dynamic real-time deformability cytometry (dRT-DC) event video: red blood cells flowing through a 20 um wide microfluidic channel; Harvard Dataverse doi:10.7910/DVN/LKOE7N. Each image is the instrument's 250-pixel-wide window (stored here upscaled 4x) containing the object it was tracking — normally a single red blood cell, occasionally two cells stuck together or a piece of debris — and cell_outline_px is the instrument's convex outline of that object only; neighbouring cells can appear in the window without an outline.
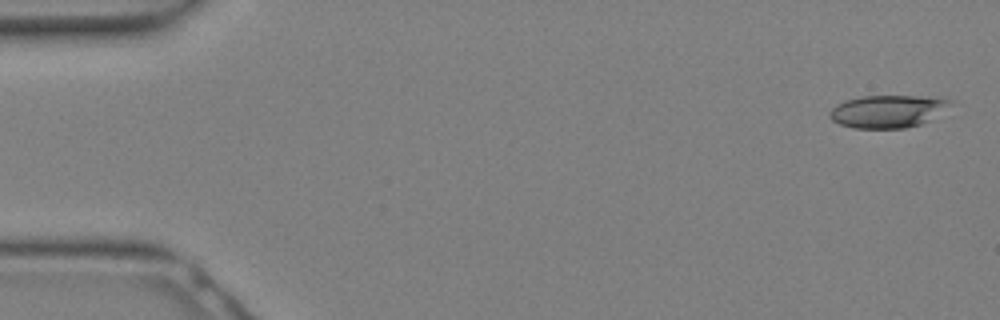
{"species": "Egyptian fruit bat (a non-hibernating species)", "species_latin": "Rousettus aegyptiacus", "temperature_condition": "warm", "stored_images_in_passage": 11, "camera_frame_rate_fps": 3000, "um_per_image_px": 0.085, "animal": {"sex": "female"}, "frame": {"image": 1, "passage_image": 1, "time_ms": 0.0, "image_size_px": [1000, 320], "cell_outline_px": [[952, 100], [948, 104], [920, 124], [904, 128], [852, 128], [840, 124], [832, 120], [828, 116], [828, 112], [836, 104], [844, 100], [864, 96], [940, 96]], "centroid_in_image_um": [75.34, 9.45], "position_along_channel_um": 9.7, "area_um2": 22.54}}
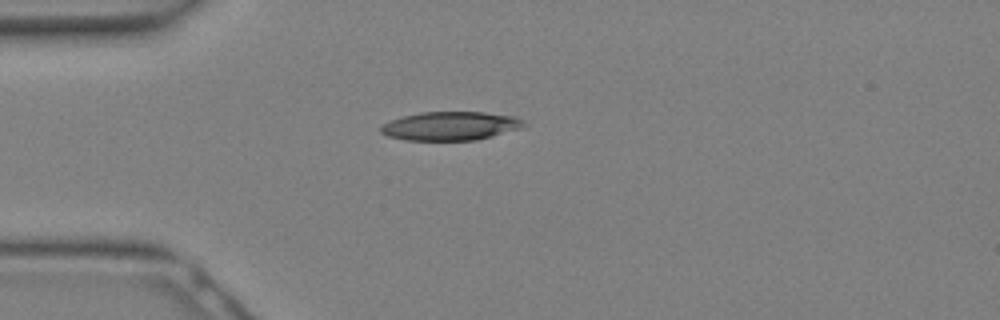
{"frame": {"image": 2, "passage_image": 8, "time_ms": 2.333, "image_size_px": [1000, 320], "cell_outline_px": [[528, 124], [520, 128], [492, 136], [476, 140], [404, 140], [388, 136], [380, 132], [380, 124], [404, 116], [420, 112], [484, 112], [516, 116], [524, 120]], "centroid_in_image_um": [38.3, 10.7], "position_along_channel_um": 46.7, "area_um2": 23.99}}
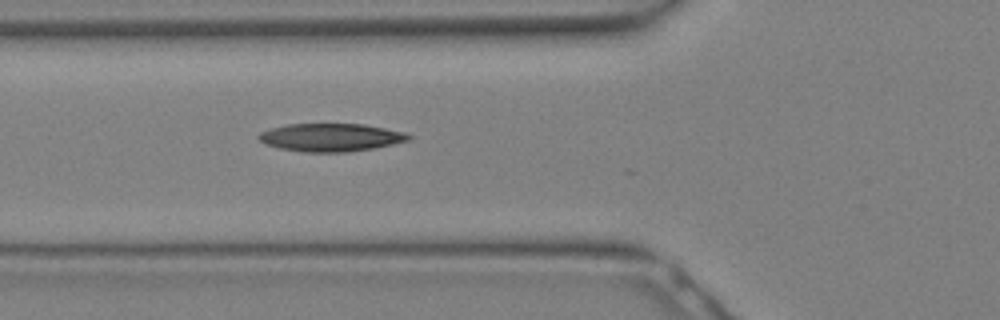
{"frame": {"image": 3, "passage_image": 11, "time_ms": 3.333, "image_size_px": [1000, 320], "cell_outline_px": [[412, 136], [408, 140], [392, 144], [372, 148], [344, 152], [304, 152], [280, 148], [268, 144], [260, 140], [256, 136], [260, 132], [272, 128], [288, 124], [364, 124], [404, 132]], "centroid_in_image_um": [28.11, 11.67], "position_along_channel_um": 97.7, "area_um2": 24.1}}